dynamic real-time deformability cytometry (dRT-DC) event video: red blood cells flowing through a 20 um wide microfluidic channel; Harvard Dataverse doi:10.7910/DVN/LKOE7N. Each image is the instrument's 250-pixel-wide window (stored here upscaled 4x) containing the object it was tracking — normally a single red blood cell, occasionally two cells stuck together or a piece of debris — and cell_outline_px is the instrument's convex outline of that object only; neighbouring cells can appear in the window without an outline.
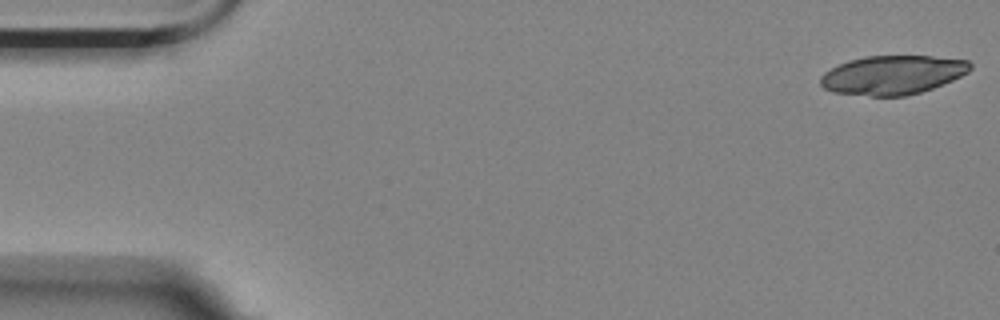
{"species": "Egyptian fruit bat (a non-hibernating species)", "species_latin": "Rousettus aegyptiacus", "temperature_condition": "room temperature", "stored_images_in_passage": 56, "segment_of_instrument_passage": [1, 2], "camera_frame_rate_fps": 3000, "um_per_image_px": 0.085, "animal": {"sex": "female"}, "frame": {"image": 1, "passage_image": 1, "time_ms": 0.0, "image_size_px": [1000, 320], "cell_outline_px": [[972, 68], [968, 72], [952, 80], [932, 88], [920, 92], [904, 96], [872, 96], [832, 92], [824, 88], [820, 84], [820, 76], [824, 72], [848, 60], [864, 56], [932, 56], [968, 60], [972, 64]], "centroid_in_image_um": [75.86, 6.36], "position_along_channel_um": 9.1, "area_um2": 33.99}}